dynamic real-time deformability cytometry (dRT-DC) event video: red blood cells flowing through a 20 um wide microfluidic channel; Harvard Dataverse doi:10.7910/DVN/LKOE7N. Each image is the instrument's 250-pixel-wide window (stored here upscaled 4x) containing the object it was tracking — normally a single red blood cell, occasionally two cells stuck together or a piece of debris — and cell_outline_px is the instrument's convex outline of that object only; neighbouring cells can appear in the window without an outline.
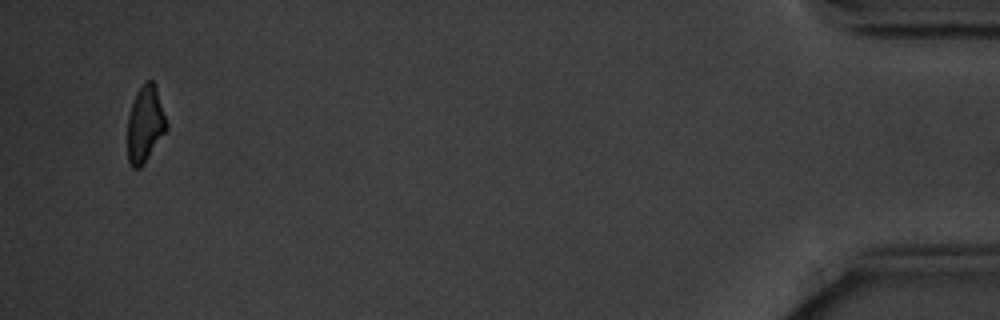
{"species": "common noctule bat (a hibernating species)", "species_latin": "Nyctalus noctula", "temperature_condition": "cold", "stored_images_in_passage": 12, "camera_frame_rate_fps": 3000, "um_per_image_px": 0.085, "animal": {"sex": "male", "body_mass_g": 20.1, "forearm_length_mm": 53.5}, "frame": {"image": 1, "passage_image": 12, "time_ms": 13.667, "image_size_px": [1000, 320], "cell_outline_px": [[168, 128], [144, 164], [140, 168], [132, 168], [128, 160], [128, 116], [136, 92], [144, 80], [152, 80], [156, 84], [168, 124]], "centroid_in_image_um": [12.35, 10.52], "position_along_channel_um": 422.8, "area_um2": 17.57}}